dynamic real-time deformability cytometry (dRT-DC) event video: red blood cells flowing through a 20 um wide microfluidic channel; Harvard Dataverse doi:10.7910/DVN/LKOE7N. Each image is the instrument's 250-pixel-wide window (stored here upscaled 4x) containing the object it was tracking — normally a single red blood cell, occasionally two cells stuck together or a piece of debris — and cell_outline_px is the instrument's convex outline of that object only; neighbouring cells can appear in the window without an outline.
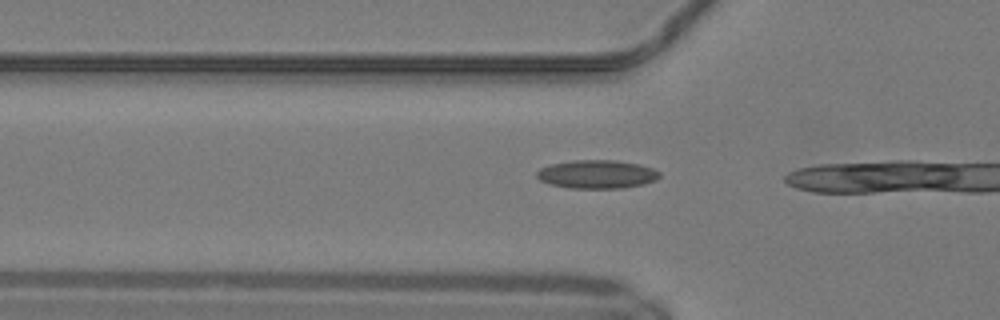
{"species": "common noctule bat (a hibernating species)", "species_latin": "Nyctalus noctula", "temperature_condition": "warm", "stored_images_in_passage": 14, "camera_frame_rate_fps": 3000, "um_per_image_px": 0.085, "animal": {"sex": "male", "body_mass_g": 19.2, "forearm_length_mm": 51.8}, "frame": {"image": 1, "passage_image": 12, "time_ms": 3.667, "image_size_px": [1000, 320], "cell_outline_px": [[660, 176], [656, 180], [644, 184], [624, 188], [568, 188], [548, 184], [540, 180], [536, 176], [536, 172], [540, 168], [552, 164], [572, 160], [616, 160], [640, 164], [652, 168], [660, 172]], "centroid_in_image_um": [50.74, 14.81], "position_along_channel_um": 75.1, "area_um2": 20.52}}